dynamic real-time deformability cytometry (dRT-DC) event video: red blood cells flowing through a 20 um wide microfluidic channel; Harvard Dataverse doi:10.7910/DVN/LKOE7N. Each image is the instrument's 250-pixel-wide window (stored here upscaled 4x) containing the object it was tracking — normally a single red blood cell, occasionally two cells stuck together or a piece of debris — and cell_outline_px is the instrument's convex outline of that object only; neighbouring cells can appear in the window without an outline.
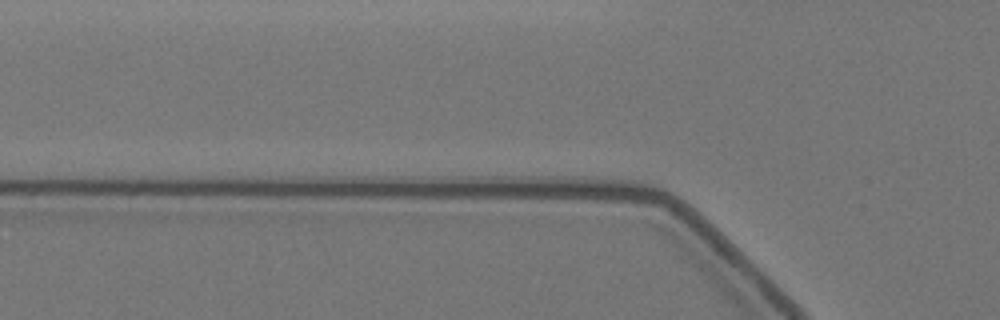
{"species": "Egyptian fruit bat (a non-hibernating species)", "species_latin": "Rousettus aegyptiacus", "temperature_condition": "warm", "stored_images_in_passage": 2, "camera_frame_rate_fps": 3000, "um_per_image_px": 0.085, "animal": {"sex": "female"}, "frame": {"image": 1, "passage_image": 2, "time_ms": 0.333, "image_size_px": [1000, 320], "cell_outline_px": [[612, 268], [608, 272], [572, 276], [512, 272], [484, 268], [480, 264], [496, 260], [572, 260], [604, 264]], "centroid_in_image_um": [46.59, 22.7], "position_along_channel_um": 79.2, "area_um2": 11.16}}